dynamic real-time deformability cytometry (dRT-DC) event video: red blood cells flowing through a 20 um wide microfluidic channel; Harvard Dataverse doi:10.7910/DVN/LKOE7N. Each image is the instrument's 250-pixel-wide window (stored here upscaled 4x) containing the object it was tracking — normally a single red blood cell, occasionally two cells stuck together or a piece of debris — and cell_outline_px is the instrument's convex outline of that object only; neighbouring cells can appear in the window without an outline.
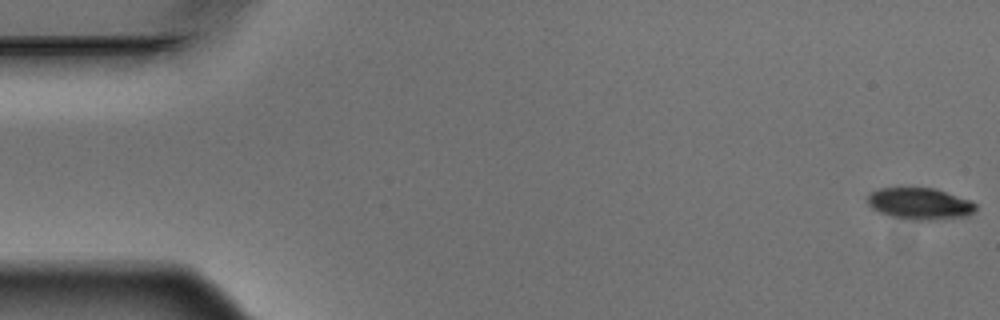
{"species": "Egyptian fruit bat (a non-hibernating species)", "species_latin": "Rousettus aegyptiacus", "temperature_condition": "warm", "stored_images_in_passage": 5, "camera_frame_rate_fps": 3000, "um_per_image_px": 0.085, "animal": {"sex": "male"}, "frame": {"image": 1, "passage_image": 1, "time_ms": 0.0, "image_size_px": [1000, 320], "cell_outline_px": [[976, 208], [968, 216], [924, 220], [912, 220], [888, 216], [872, 208], [868, 204], [868, 196], [872, 192], [880, 188], [936, 188], [972, 200], [976, 204]], "centroid_in_image_um": [78.2, 17.31], "position_along_channel_um": 6.8, "area_um2": 19.94}}
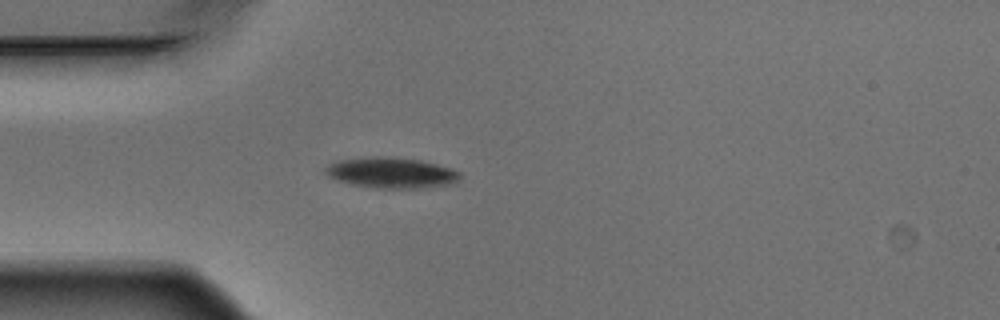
{"frame": {"image": 2, "passage_image": 5, "time_ms": 1.333, "image_size_px": [1000, 320], "cell_outline_px": [[460, 180], [456, 184], [420, 188], [376, 188], [352, 184], [336, 180], [328, 176], [324, 172], [324, 168], [328, 164], [336, 160], [376, 156], [384, 156], [420, 160], [452, 168], [460, 172]], "centroid_in_image_um": [33.27, 14.69], "position_along_channel_um": 51.7, "area_um2": 24.33}}